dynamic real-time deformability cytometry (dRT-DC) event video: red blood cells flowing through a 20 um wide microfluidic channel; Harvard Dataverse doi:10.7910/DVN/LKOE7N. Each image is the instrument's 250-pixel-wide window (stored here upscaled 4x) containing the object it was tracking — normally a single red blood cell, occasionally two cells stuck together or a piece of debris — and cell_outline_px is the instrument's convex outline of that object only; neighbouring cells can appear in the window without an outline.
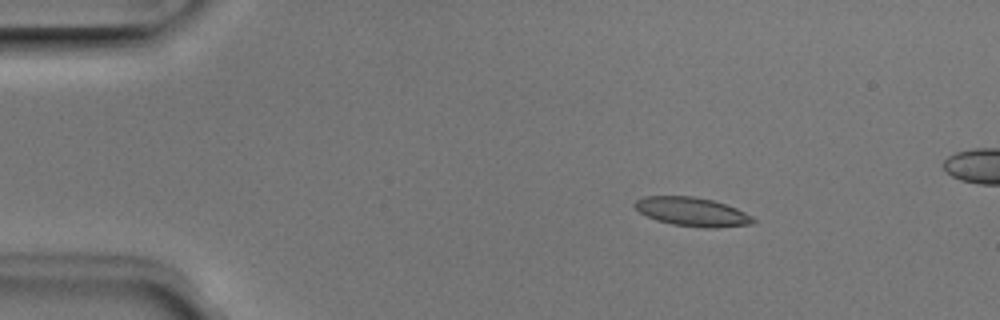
{"species": "Egyptian fruit bat (a non-hibernating species)", "species_latin": "Rousettus aegyptiacus", "temperature_condition": "room temperature", "stored_images_in_passage": 4, "camera_frame_rate_fps": 3000, "um_per_image_px": 0.085, "animal": {"sex": "male"}, "frame": {"image": 1, "passage_image": 2, "time_ms": 0.333, "image_size_px": [1000, 320], "cell_outline_px": [[756, 220], [752, 224], [716, 228], [704, 228], [672, 224], [656, 220], [640, 212], [632, 204], [636, 200], [644, 196], [696, 196], [712, 200], [736, 208], [752, 216]], "centroid_in_image_um": [58.83, 18.0], "position_along_channel_um": 26.2, "area_um2": 19.88}}